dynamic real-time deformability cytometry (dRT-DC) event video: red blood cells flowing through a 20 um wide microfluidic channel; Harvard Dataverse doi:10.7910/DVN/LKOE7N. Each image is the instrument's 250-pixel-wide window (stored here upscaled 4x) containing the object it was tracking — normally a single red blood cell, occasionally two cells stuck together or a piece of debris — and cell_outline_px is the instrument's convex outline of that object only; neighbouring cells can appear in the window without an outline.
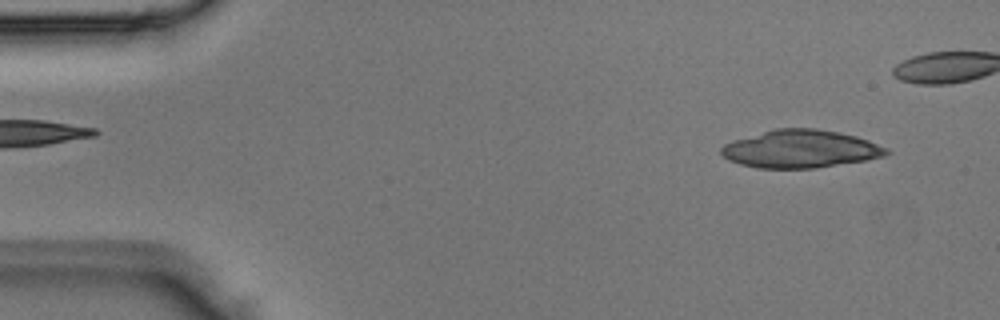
{"species": "Egyptian fruit bat (a non-hibernating species)", "species_latin": "Rousettus aegyptiacus", "temperature_condition": "room temperature", "stored_images_in_passage": 4, "camera_frame_rate_fps": 3000, "um_per_image_px": 0.085, "animal": {"sex": "male"}, "frame": {"image": 1, "passage_image": 4, "time_ms": 1.0, "image_size_px": [1000, 320], "cell_outline_px": [[888, 152], [884, 156], [864, 160], [816, 168], [756, 168], [740, 164], [728, 160], [720, 152], [720, 148], [724, 144], [732, 140], [776, 128], [816, 128], [840, 132], [856, 136], [868, 140], [888, 148]], "centroid_in_image_um": [68.01, 12.65], "position_along_channel_um": 17.0, "area_um2": 36.41}}